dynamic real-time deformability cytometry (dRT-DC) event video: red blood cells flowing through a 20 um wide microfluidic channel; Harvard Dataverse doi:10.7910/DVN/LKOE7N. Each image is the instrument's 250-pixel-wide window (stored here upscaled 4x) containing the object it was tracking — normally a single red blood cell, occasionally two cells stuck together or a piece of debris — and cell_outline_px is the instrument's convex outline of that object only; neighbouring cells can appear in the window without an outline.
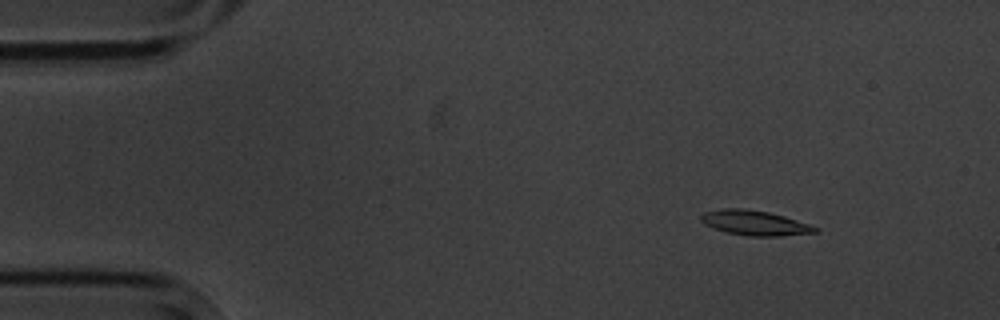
{"species": "common noctule bat (a hibernating species)", "species_latin": "Nyctalus noctula", "temperature_condition": "cold", "stored_images_in_passage": 4, "camera_frame_rate_fps": 3000, "um_per_image_px": 0.085, "animal": {"sex": "male", "body_mass_g": 20.1, "forearm_length_mm": 53.5}, "frame": {"image": 1, "passage_image": 2, "time_ms": 1.333, "image_size_px": [1000, 320], "cell_outline_px": [[820, 232], [780, 236], [748, 236], [724, 232], [704, 224], [700, 220], [700, 216], [704, 212], [720, 208], [744, 208], [768, 212], [784, 216], [820, 228]], "centroid_in_image_um": [64.14, 18.95], "position_along_channel_um": 20.9, "area_um2": 16.7}}
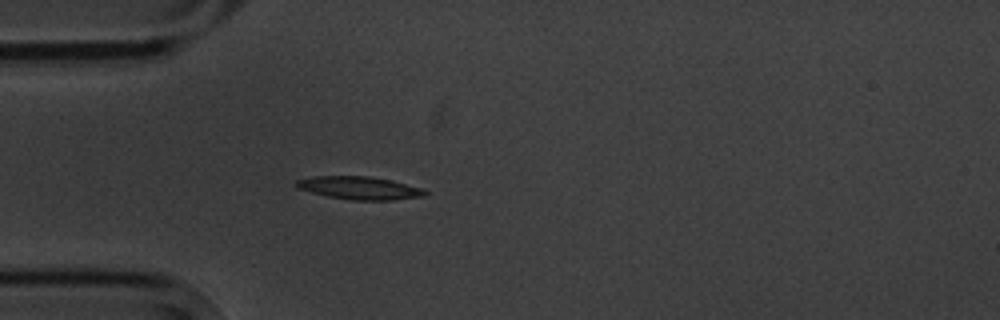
{"frame": {"image": 2, "passage_image": 4, "time_ms": 4.333, "image_size_px": [1000, 320], "cell_outline_px": [[428, 196], [392, 200], [352, 200], [328, 196], [296, 188], [292, 184], [296, 180], [312, 176], [368, 176], [392, 180], [424, 188], [428, 192]], "centroid_in_image_um": [30.58, 15.97], "position_along_channel_um": 54.4, "area_um2": 17.46}}